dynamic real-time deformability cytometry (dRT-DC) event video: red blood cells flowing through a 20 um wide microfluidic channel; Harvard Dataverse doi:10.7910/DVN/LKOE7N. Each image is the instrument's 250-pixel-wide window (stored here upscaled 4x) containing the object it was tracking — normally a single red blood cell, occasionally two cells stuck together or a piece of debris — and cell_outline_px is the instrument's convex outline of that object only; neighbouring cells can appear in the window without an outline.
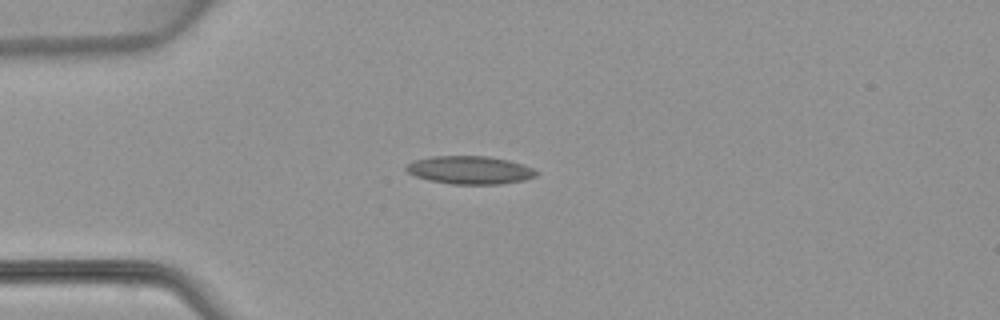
{"species": "common noctule bat (a hibernating species)", "species_latin": "Nyctalus noctula", "temperature_condition": "warm", "stored_images_in_passage": 4, "camera_frame_rate_fps": 3000, "um_per_image_px": 0.085, "animal": {"sex": "female", "body_mass_g": 22.7, "forearm_length_mm": 54.2}, "frame": {"image": 1, "passage_image": 3, "time_ms": 2.333, "image_size_px": [1000, 320], "cell_outline_px": [[540, 172], [536, 176], [524, 180], [500, 184], [452, 184], [428, 180], [416, 176], [408, 172], [404, 168], [408, 164], [416, 160], [432, 156], [488, 156], [508, 160], [524, 164]], "centroid_in_image_um": [39.97, 14.45], "position_along_channel_um": 45.0, "area_um2": 21.27}}